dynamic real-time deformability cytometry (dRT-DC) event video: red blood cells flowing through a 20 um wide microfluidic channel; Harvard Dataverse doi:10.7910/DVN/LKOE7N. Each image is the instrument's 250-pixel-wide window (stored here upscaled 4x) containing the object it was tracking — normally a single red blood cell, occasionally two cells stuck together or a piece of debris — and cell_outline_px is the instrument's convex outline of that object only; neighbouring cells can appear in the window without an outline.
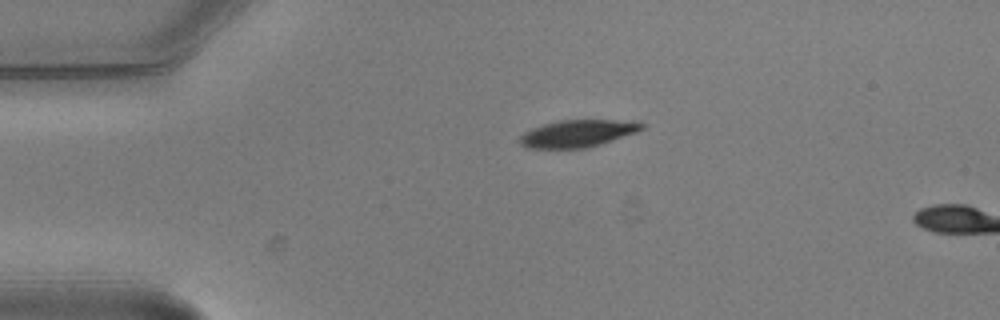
{"species": "common noctule bat (a hibernating species)", "species_latin": "Nyctalus noctula", "temperature_condition": "warm", "stored_images_in_passage": 2, "camera_frame_rate_fps": 3000, "um_per_image_px": 0.085, "animal": {"sex": "male", "body_mass_g": 20.5, "forearm_length_mm": 52.5}, "frame": {"image": 1, "passage_image": 1, "time_ms": 0.0, "image_size_px": [1000, 320], "cell_outline_px": [[644, 128], [636, 132], [600, 144], [584, 148], [528, 148], [520, 144], [520, 136], [524, 132], [532, 128], [544, 124], [560, 120], [636, 120], [644, 124]], "centroid_in_image_um": [49.12, 11.33], "position_along_channel_um": 35.9, "area_um2": 19.25}}